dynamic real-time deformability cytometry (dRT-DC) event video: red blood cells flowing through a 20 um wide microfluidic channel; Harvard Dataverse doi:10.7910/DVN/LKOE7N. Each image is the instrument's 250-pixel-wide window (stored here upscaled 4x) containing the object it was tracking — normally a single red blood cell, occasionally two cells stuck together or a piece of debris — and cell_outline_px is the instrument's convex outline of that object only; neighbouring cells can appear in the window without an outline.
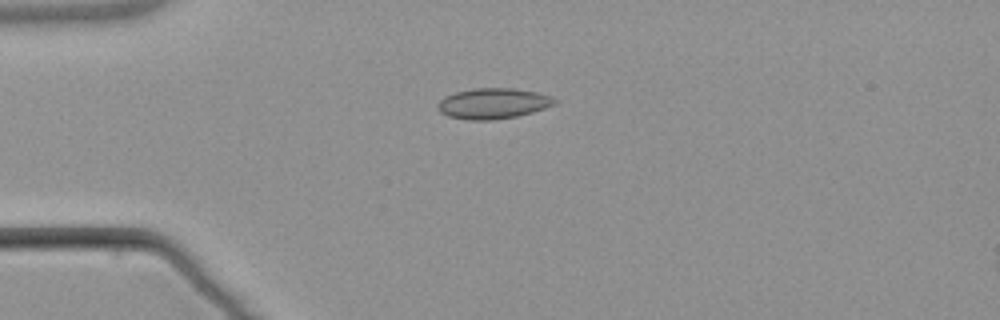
{"species": "common noctule bat (a hibernating species)", "species_latin": "Nyctalus noctula", "temperature_condition": "warm", "stored_images_in_passage": 4, "camera_frame_rate_fps": 3000, "um_per_image_px": 0.085, "animal": {"sex": "male", "body_mass_g": 21.5, "forearm_length_mm": 52.0}, "frame": {"image": 1, "passage_image": 4, "time_ms": 3.667, "image_size_px": [1000, 320], "cell_outline_px": [[560, 100], [556, 104], [532, 112], [516, 116], [492, 120], [468, 120], [448, 116], [440, 112], [436, 108], [436, 104], [444, 96], [456, 92], [472, 88], [516, 88], [536, 92], [552, 96]], "centroid_in_image_um": [41.91, 8.79], "position_along_channel_um": 43.1, "area_um2": 21.1}}